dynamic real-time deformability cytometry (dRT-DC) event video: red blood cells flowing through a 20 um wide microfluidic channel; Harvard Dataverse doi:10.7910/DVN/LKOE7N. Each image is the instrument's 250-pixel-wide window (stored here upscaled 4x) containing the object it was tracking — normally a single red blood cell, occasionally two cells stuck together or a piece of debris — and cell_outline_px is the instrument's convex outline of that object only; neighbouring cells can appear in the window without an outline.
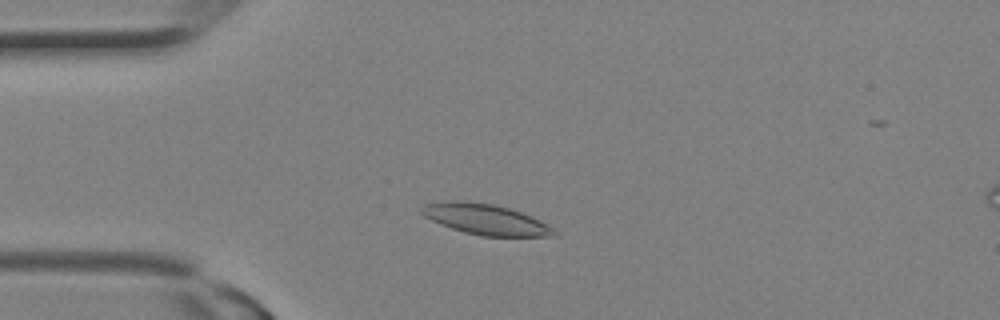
{"species": "Egyptian fruit bat (a non-hibernating species)", "species_latin": "Rousettus aegyptiacus", "temperature_condition": "room temperature", "stored_images_in_passage": 10, "camera_frame_rate_fps": 3000, "um_per_image_px": 0.085, "animal": {"sex": "female"}, "frame": {"image": 1, "passage_image": 5, "time_ms": 1.333, "image_size_px": [1000, 320], "cell_outline_px": [[556, 236], [480, 236], [464, 232], [440, 224], [424, 216], [420, 212], [420, 208], [424, 204], [448, 200], [464, 200], [492, 204], [508, 208], [520, 212], [540, 220], [548, 224], [556, 232]], "centroid_in_image_um": [41.23, 18.64], "position_along_channel_um": 43.8, "area_um2": 23.58}}
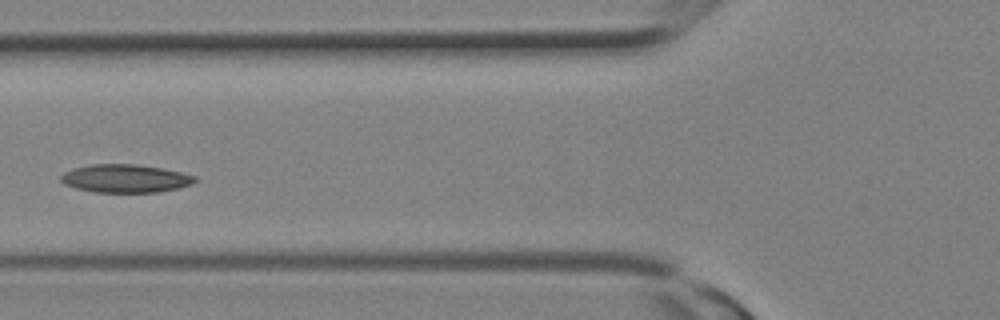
{"frame": {"image": 2, "passage_image": 9, "time_ms": 2.667, "image_size_px": [1000, 320], "cell_outline_px": [[196, 180], [192, 184], [180, 188], [156, 192], [96, 192], [76, 188], [64, 184], [60, 180], [60, 176], [64, 172], [72, 168], [92, 164], [136, 164], [160, 168], [180, 172], [196, 176]], "centroid_in_image_um": [10.63, 15.17], "position_along_channel_um": 115.2, "area_um2": 21.96}}